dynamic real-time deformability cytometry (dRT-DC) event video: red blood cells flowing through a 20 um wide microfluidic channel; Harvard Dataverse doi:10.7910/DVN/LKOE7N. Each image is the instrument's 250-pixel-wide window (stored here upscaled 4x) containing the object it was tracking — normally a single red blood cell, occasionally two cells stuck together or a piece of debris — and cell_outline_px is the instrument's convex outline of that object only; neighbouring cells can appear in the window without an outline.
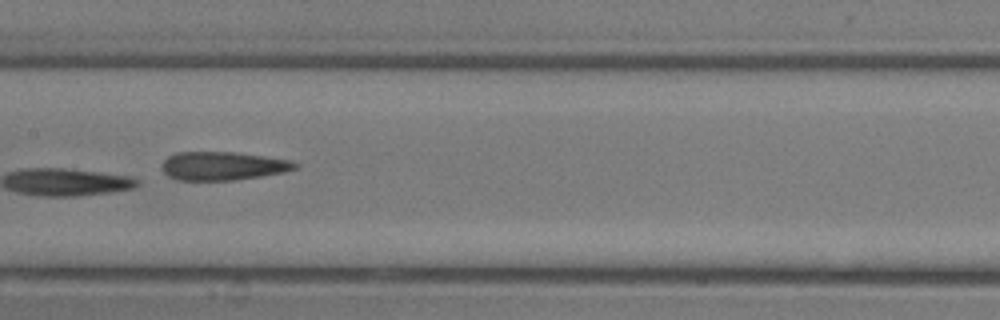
{"species": "common noctule bat (a hibernating species)", "species_latin": "Nyctalus noctula", "temperature_condition": "room temperature", "stored_images_in_passage": 18, "camera_frame_rate_fps": 3000, "um_per_image_px": 0.085, "animal": {"sex": "male", "body_mass_g": 13.3}, "frame": {"image": 1, "passage_image": 13, "time_ms": 4.0, "image_size_px": [1000, 320], "cell_outline_px": [[300, 168], [284, 172], [236, 180], [176, 180], [168, 176], [160, 168], [164, 160], [168, 156], [176, 152], [236, 152], [292, 160], [300, 164]], "centroid_in_image_um": [18.96, 14.1], "position_along_channel_um": 188.4, "area_um2": 22.37}}
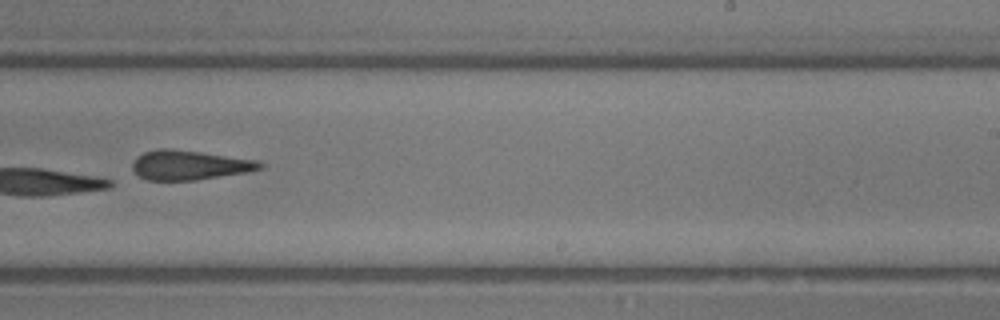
{"frame": {"image": 2, "passage_image": 16, "time_ms": 5.0, "image_size_px": [1000, 320], "cell_outline_px": [[264, 168], [248, 172], [196, 180], [148, 180], [140, 176], [132, 168], [132, 164], [136, 156], [144, 152], [160, 148], [172, 148], [256, 160], [264, 164]], "centroid_in_image_um": [16.1, 14.03], "position_along_channel_um": 272.9, "area_um2": 21.91}}